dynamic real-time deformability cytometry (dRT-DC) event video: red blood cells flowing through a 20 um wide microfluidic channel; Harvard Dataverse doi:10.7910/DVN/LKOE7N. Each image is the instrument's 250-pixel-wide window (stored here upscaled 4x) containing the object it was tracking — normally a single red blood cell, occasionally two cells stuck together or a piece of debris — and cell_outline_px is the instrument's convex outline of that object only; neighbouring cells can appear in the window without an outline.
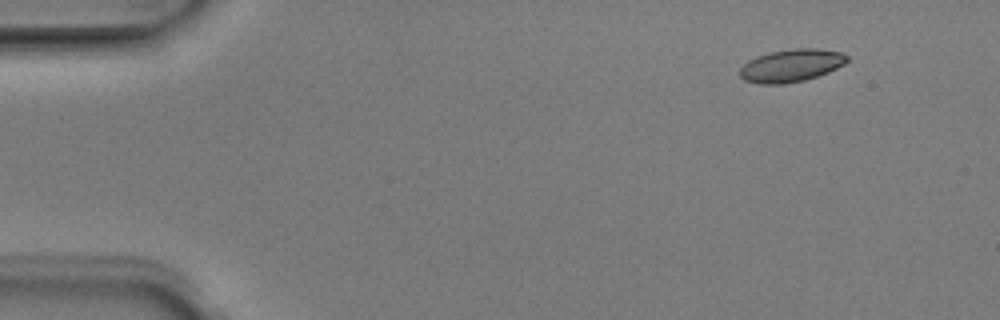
{"species": "Egyptian fruit bat (a non-hibernating species)", "species_latin": "Rousettus aegyptiacus", "temperature_condition": "room temperature", "stored_images_in_passage": 47, "camera_frame_rate_fps": 3000, "um_per_image_px": 0.085, "animal": {"sex": "male"}, "frame": {"image": 1, "passage_image": 1, "time_ms": 0.0, "image_size_px": [1000, 320], "cell_outline_px": [[848, 60], [844, 64], [828, 72], [804, 80], [780, 84], [760, 84], [744, 80], [740, 76], [740, 68], [748, 60], [756, 56], [768, 52], [796, 48], [816, 48], [840, 52], [848, 56]], "centroid_in_image_um": [67.23, 5.56], "position_along_channel_um": 17.8, "area_um2": 20.35}}
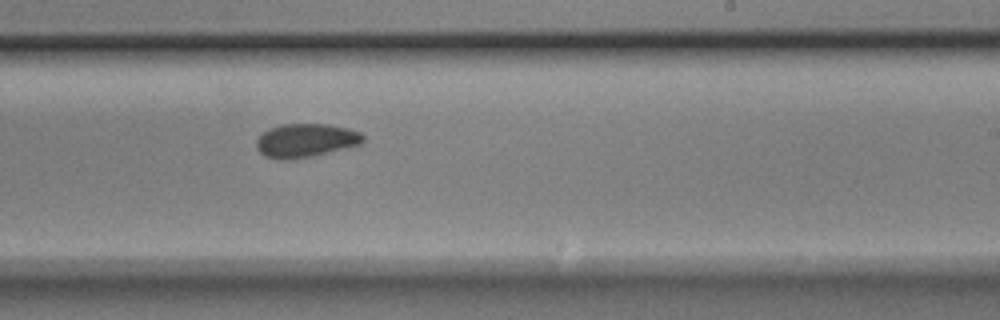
{"frame": {"image": 2, "passage_image": 27, "time_ms": 8.667, "image_size_px": [1000, 320], "cell_outline_px": [[364, 140], [360, 144], [312, 156], [280, 160], [264, 156], [256, 148], [256, 140], [268, 128], [284, 124], [328, 124], [348, 128], [360, 132], [364, 136]], "centroid_in_image_um": [25.97, 11.93], "position_along_channel_um": 263.0, "area_um2": 20.75}}
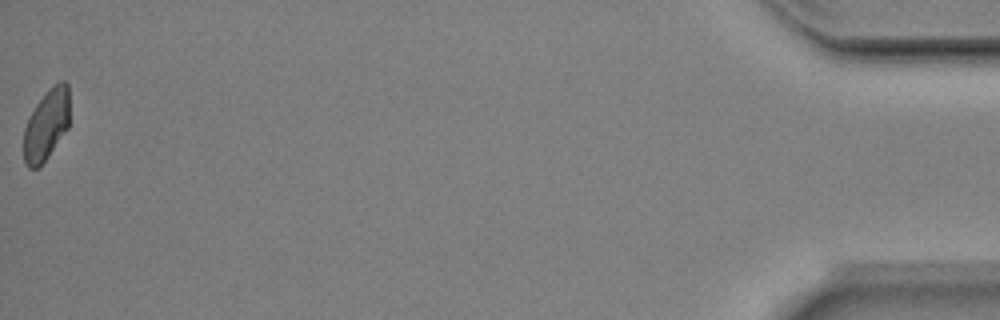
{"frame": {"image": 3, "passage_image": 47, "time_ms": 15.333, "image_size_px": [1000, 320], "cell_outline_px": [[68, 128], [48, 156], [36, 168], [28, 168], [24, 160], [24, 128], [36, 104], [48, 88], [60, 80], [64, 80], [68, 84]], "centroid_in_image_um": [3.94, 10.57], "position_along_channel_um": 431.3, "area_um2": 18.67}, "authors_computed_cell_mechanics": {"area_um2": 20.5768, "velocity_mm_per_s": 3.9807, "shape_relaxation_time_tau1_ms": 3.2534, "shape_relaxation_time_tau2_ms": 3.454, "deformation_change_tau1": 0.103, "deformation_change_tau2": 0.0749}}